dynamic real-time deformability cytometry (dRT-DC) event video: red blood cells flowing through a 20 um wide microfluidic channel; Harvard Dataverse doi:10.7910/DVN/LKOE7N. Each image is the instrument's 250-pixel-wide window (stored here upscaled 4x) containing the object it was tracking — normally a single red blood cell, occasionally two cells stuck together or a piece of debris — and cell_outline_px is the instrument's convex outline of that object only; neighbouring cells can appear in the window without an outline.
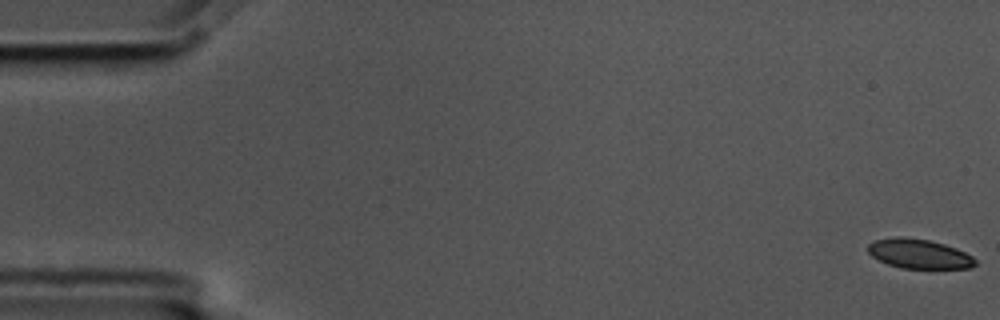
{"species": "common noctule bat (a hibernating species)", "species_latin": "Nyctalus noctula", "temperature_condition": "cold", "stored_images_in_passage": 57, "camera_frame_rate_fps": 3000, "um_per_image_px": 0.085, "animal": {"sex": "male", "body_mass_g": 17.5, "forearm_length_mm": 52.3}, "frame": {"image": 1, "passage_image": 1, "time_ms": 0.0, "image_size_px": [1000, 320], "cell_outline_px": [[976, 264], [972, 268], [900, 268], [888, 264], [872, 256], [868, 252], [868, 244], [872, 240], [892, 236], [900, 236], [928, 240], [944, 244], [956, 248], [972, 256], [976, 260]], "centroid_in_image_um": [78.09, 21.56], "position_along_channel_um": 6.9, "area_um2": 18.5}}
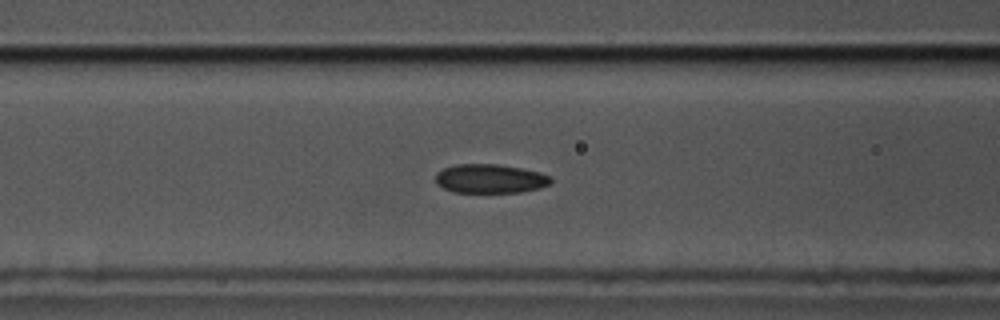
{"frame": {"image": 2, "passage_image": 23, "time_ms": 7.333, "image_size_px": [1000, 320], "cell_outline_px": [[552, 184], [540, 188], [520, 192], [452, 192], [436, 184], [436, 172], [444, 168], [456, 164], [496, 164], [520, 168], [540, 172], [552, 176]], "centroid_in_image_um": [41.68, 15.19], "position_along_channel_um": 124.9, "area_um2": 19.59}}
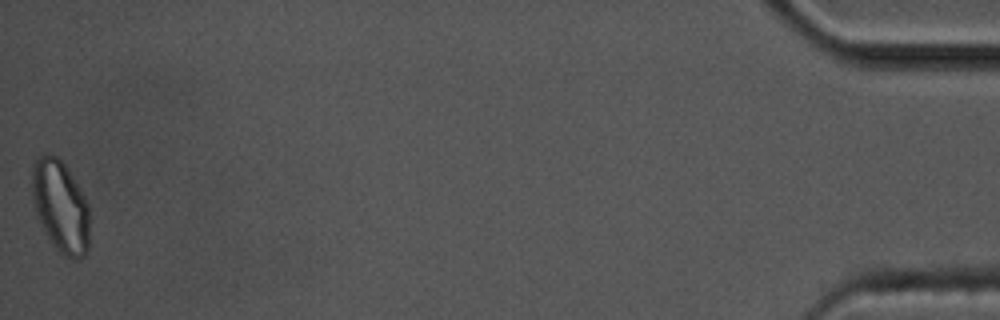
{"frame": {"image": 3, "passage_image": 57, "time_ms": 18.667, "image_size_px": [1000, 320], "cell_outline_px": [[88, 252], [84, 256], [76, 260], [72, 260], [64, 256], [56, 248], [44, 232], [36, 212], [32, 200], [32, 164], [44, 152], [48, 152], [56, 156], [64, 164], [72, 176], [84, 196], [88, 204]], "centroid_in_image_um": [5.13, 17.55], "position_along_channel_um": 430.1, "area_um2": 30.87}, "authors_computed_cell_mechanics": {"area_um2": 19.941, "velocity_mm_per_s": 3.5546, "shape_relaxation_time_tau1_ms": 4.9692, "shape_relaxation_time_tau2_ms": 3.4503, "deformation_change_tau1": 0.0908, "deformation_change_tau2": 0.0799}}